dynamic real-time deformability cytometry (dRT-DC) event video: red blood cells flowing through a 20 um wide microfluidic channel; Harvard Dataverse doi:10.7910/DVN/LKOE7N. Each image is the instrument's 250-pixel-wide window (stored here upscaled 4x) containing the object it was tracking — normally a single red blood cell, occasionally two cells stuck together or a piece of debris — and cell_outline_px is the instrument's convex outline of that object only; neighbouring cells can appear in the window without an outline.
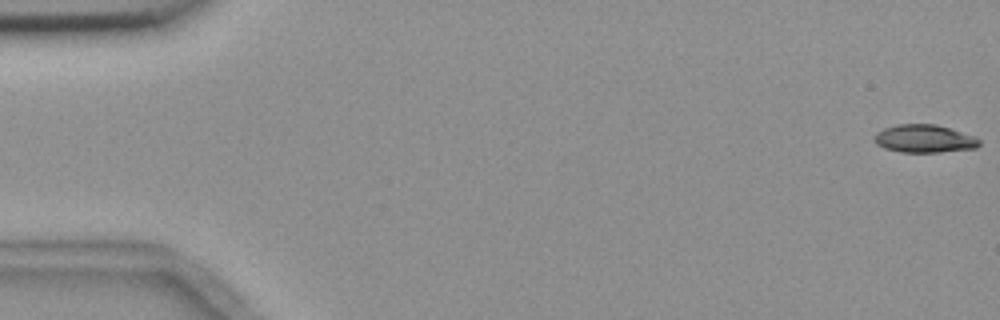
{"species": "common noctule bat (a hibernating species)", "species_latin": "Nyctalus noctula", "temperature_condition": "room temperature", "stored_images_in_passage": 9, "camera_frame_rate_fps": 3000, "um_per_image_px": 0.085, "animal": {"sex": "female", "body_mass_g": 18.4}, "frame": {"image": 1, "passage_image": 1, "time_ms": 0.0, "image_size_px": [1000, 320], "cell_outline_px": [[980, 144], [976, 148], [940, 152], [900, 152], [884, 148], [876, 144], [872, 140], [872, 136], [876, 132], [884, 128], [896, 124], [936, 124], [976, 136], [980, 140]], "centroid_in_image_um": [78.53, 11.78], "position_along_channel_um": 6.5, "area_um2": 17.34}}
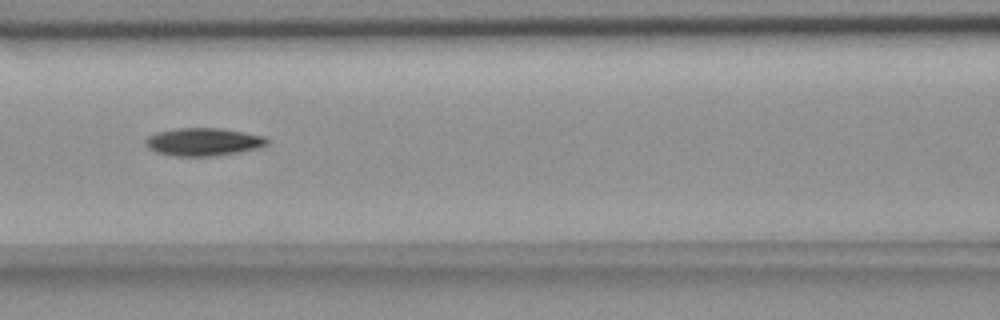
{"frame": {"image": 2, "passage_image": 8, "time_ms": 8.0, "image_size_px": [1000, 320], "cell_outline_px": [[268, 144], [256, 148], [216, 156], [176, 156], [156, 152], [148, 148], [144, 144], [144, 140], [148, 136], [156, 132], [176, 128], [220, 128], [244, 132], [264, 136], [268, 140]], "centroid_in_image_um": [17.23, 12.05], "position_along_channel_um": 149.4, "area_um2": 19.71}}
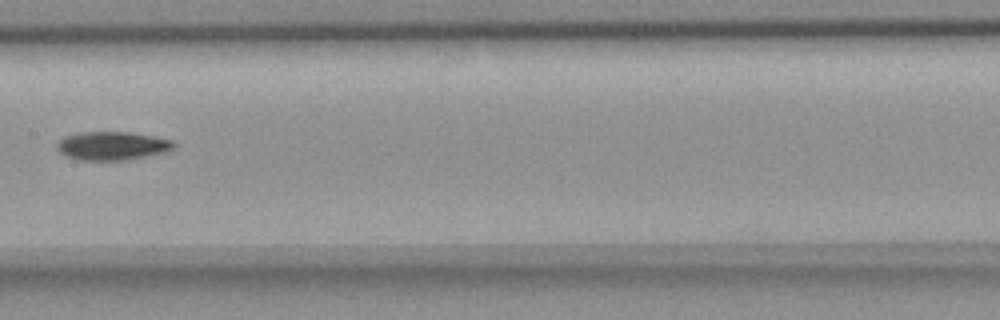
{"frame": {"image": 3, "passage_image": 9, "time_ms": 9.333, "image_size_px": [1000, 320], "cell_outline_px": [[176, 144], [172, 148], [164, 152], [124, 160], [80, 160], [68, 156], [60, 152], [56, 148], [56, 144], [64, 136], [80, 132], [132, 132], [172, 140]], "centroid_in_image_um": [9.5, 12.38], "position_along_channel_um": 197.9, "area_um2": 19.19}}